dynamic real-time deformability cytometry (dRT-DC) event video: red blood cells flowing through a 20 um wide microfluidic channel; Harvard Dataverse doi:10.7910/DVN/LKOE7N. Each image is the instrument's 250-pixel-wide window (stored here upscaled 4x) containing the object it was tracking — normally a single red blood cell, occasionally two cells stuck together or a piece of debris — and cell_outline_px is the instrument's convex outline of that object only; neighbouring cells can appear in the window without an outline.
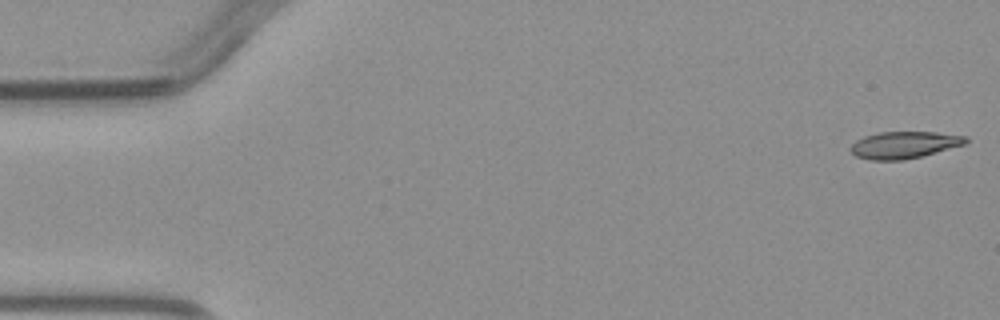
{"species": "common noctule bat (a hibernating species)", "species_latin": "Nyctalus noctula", "temperature_condition": "warm", "stored_images_in_passage": 4, "camera_frame_rate_fps": 3000, "um_per_image_px": 0.085, "animal": {"sex": "male", "body_mass_g": 23.1, "forearm_length_mm": 52.7}, "frame": {"image": 1, "passage_image": 1, "time_ms": 0.0, "image_size_px": [1000, 320], "cell_outline_px": [[968, 140], [964, 144], [920, 156], [904, 160], [868, 160], [856, 156], [848, 148], [856, 140], [864, 136], [880, 132], [936, 132], [968, 136]], "centroid_in_image_um": [76.81, 12.31], "position_along_channel_um": 8.2, "area_um2": 17.98}}
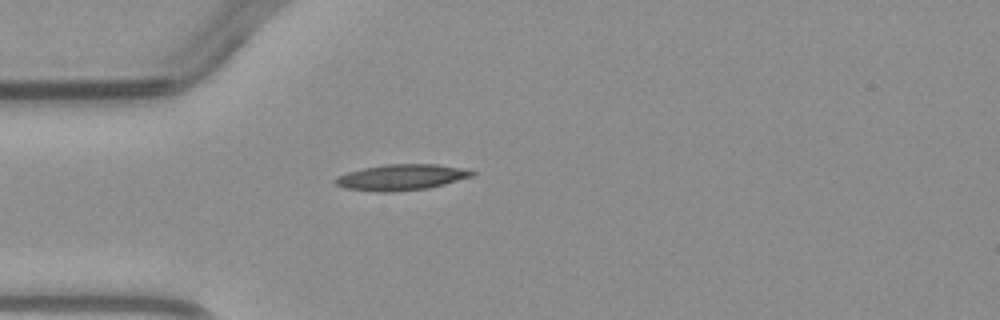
{"frame": {"image": 2, "passage_image": 4, "time_ms": 4.0, "image_size_px": [1000, 320], "cell_outline_px": [[476, 172], [472, 176], [444, 184], [428, 188], [392, 192], [376, 192], [344, 188], [336, 184], [332, 180], [336, 176], [348, 172], [364, 168], [384, 164], [436, 164], [468, 168]], "centroid_in_image_um": [34.11, 15.06], "position_along_channel_um": 50.9, "area_um2": 20.81}}